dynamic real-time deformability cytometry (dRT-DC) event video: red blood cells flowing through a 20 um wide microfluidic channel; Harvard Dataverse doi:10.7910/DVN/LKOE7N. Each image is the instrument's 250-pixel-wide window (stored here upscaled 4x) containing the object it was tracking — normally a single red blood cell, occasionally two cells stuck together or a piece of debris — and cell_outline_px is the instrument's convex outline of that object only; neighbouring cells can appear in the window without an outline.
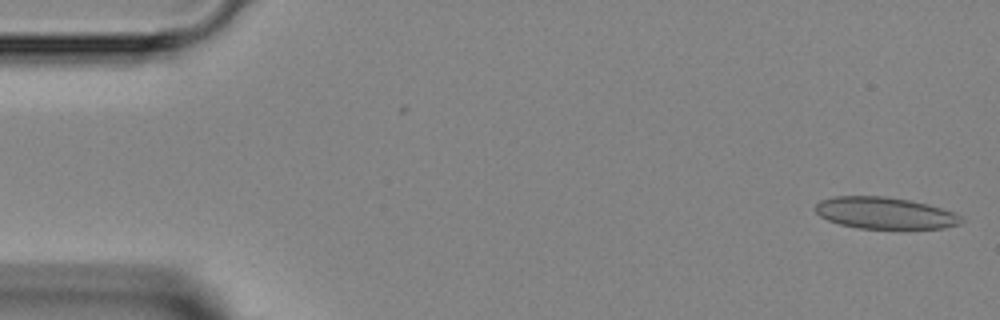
{"species": "Egyptian fruit bat (a non-hibernating species)", "species_latin": "Rousettus aegyptiacus", "temperature_condition": "room temperature", "stored_images_in_passage": 4, "camera_frame_rate_fps": 3000, "um_per_image_px": 0.085, "animal": {"sex": "female"}, "frame": {"image": 1, "passage_image": 1, "time_ms": 0.0, "image_size_px": [1000, 320], "cell_outline_px": [[964, 220], [960, 224], [944, 228], [856, 228], [840, 224], [828, 220], [820, 216], [812, 208], [820, 200], [836, 196], [884, 196], [908, 200], [928, 204], [956, 212]], "centroid_in_image_um": [75.2, 18.1], "position_along_channel_um": 9.8, "area_um2": 26.99}}
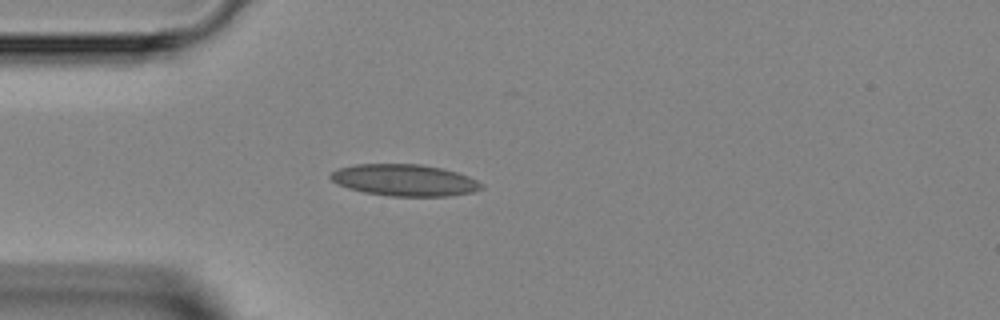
{"frame": {"image": 2, "passage_image": 4, "time_ms": 3.667, "image_size_px": [1000, 320], "cell_outline_px": [[484, 188], [476, 192], [448, 196], [388, 196], [364, 192], [348, 188], [332, 180], [328, 176], [332, 172], [340, 168], [356, 164], [420, 164], [440, 168], [456, 172], [468, 176], [484, 184]], "centroid_in_image_um": [34.43, 15.32], "position_along_channel_um": 50.6, "area_um2": 27.8}}